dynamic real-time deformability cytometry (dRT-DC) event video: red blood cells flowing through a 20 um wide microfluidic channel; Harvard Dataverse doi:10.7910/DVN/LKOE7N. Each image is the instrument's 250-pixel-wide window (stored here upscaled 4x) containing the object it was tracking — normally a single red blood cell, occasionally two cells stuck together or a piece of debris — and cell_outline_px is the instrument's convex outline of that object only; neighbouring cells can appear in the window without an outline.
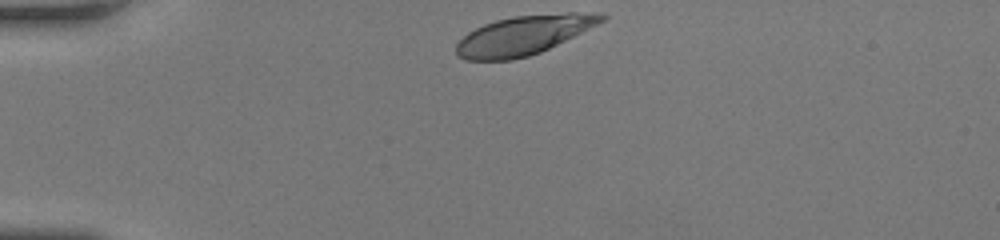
{"species": "human", "species_latin": "Homo sapiens", "temperature_condition": "room temperature", "stored_images_in_passage": 31, "camera_frame_rate_fps": 3000, "um_per_image_px": 0.085, "donor": {"sex": "female"}, "frame": {"image": 1, "passage_image": 1, "time_ms": 0.0, "image_size_px": [1000, 240], "cell_outline_px": [[608, 16], [604, 20], [540, 52], [528, 56], [512, 60], [464, 60], [456, 56], [456, 44], [468, 32], [484, 24], [496, 20], [512, 16], [568, 12], [576, 12]], "centroid_in_image_um": [44.41, 3.0], "position_along_channel_um": 40.6, "area_um2": 32.6}}
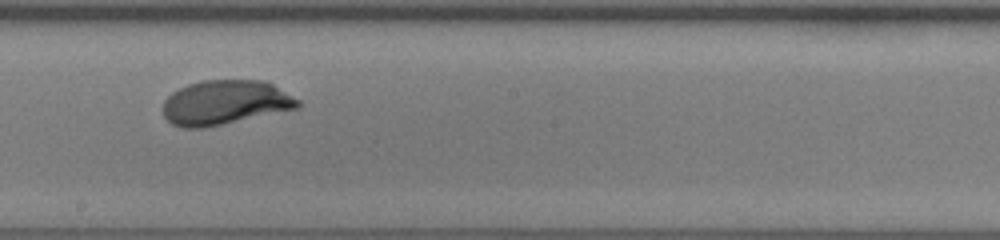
{"frame": {"image": 2, "passage_image": 18, "time_ms": 5.667, "image_size_px": [1000, 240], "cell_outline_px": [[300, 108], [204, 128], [180, 128], [172, 124], [164, 116], [164, 100], [172, 92], [188, 84], [204, 80], [264, 80], [272, 84], [300, 100]], "centroid_in_image_um": [19.14, 8.72], "position_along_channel_um": 229.1, "area_um2": 35.03}}
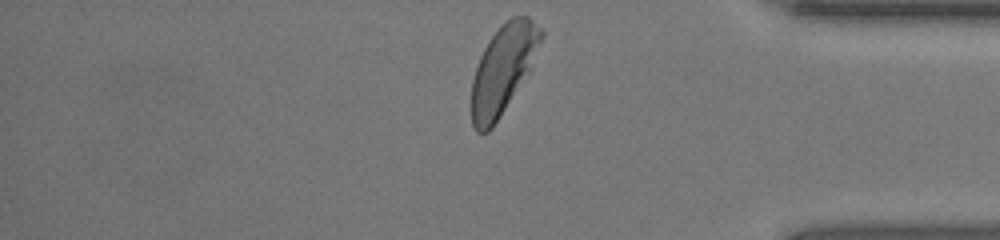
{"frame": {"image": 3, "passage_image": 31, "time_ms": 10.0, "image_size_px": [1000, 240], "cell_outline_px": [[544, 36], [528, 68], [492, 128], [488, 132], [476, 132], [472, 124], [472, 80], [480, 56], [488, 40], [500, 24], [512, 16], [528, 16], [544, 32]], "centroid_in_image_um": [42.72, 5.83], "position_along_channel_um": 392.5, "area_um2": 34.56}, "authors_computed_cell_mechanics": {"area_um2": 35.0268, "velocity_mm_per_s": 4.1827, "shape_relaxation_time_tau1_ms": 2.4453, "shape_relaxation_time_tau2_ms": null, "deformation_change_tau1": 0.16, "deformation_change_tau2": null}}